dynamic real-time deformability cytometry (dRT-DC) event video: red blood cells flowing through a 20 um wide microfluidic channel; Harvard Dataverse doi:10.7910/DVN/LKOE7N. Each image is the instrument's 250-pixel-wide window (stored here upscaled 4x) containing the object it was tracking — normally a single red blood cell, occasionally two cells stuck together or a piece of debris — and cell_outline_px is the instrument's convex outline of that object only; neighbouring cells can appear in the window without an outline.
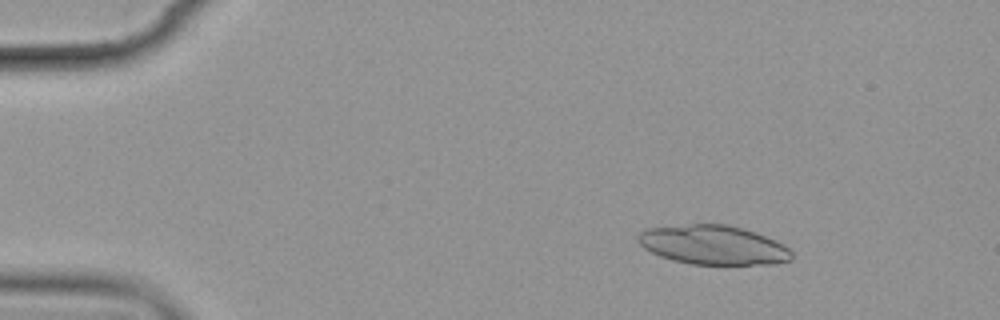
{"species": "common noctule bat (a hibernating species)", "species_latin": "Nyctalus noctula", "temperature_condition": "cold", "stored_images_in_passage": 7, "camera_frame_rate_fps": 3000, "um_per_image_px": 0.085, "animal": {"sex": "female", "body_mass_g": 19.9}, "frame": {"image": 1, "passage_image": 3, "time_ms": 2.667, "image_size_px": [1000, 320], "cell_outline_px": [[792, 260], [776, 264], [692, 264], [672, 260], [660, 256], [644, 248], [636, 240], [636, 236], [644, 228], [688, 224], [728, 224], [756, 232], [776, 240], [784, 244], [792, 252]], "centroid_in_image_um": [60.62, 20.81], "position_along_channel_um": 24.4, "area_um2": 35.43}}